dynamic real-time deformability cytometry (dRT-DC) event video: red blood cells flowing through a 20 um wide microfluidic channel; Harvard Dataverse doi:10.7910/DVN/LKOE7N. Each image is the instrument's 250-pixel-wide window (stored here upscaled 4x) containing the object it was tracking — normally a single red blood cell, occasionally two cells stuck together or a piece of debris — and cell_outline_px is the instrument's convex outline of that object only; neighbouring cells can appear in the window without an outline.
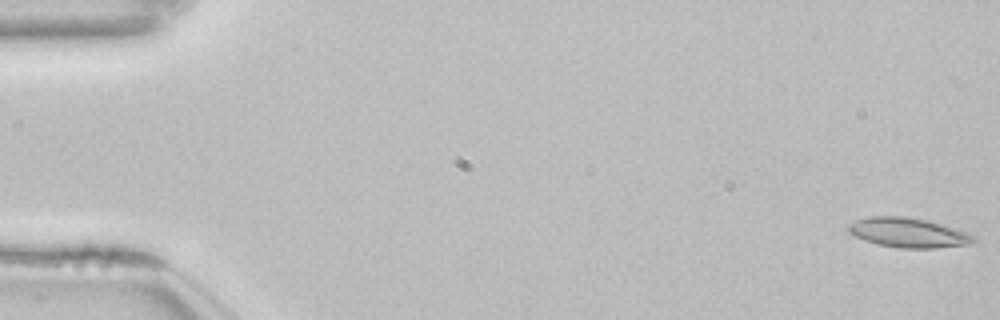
{"species": "common noctule bat (a hibernating species)", "species_latin": "Nyctalus noctula", "temperature_condition": "room temperature", "stored_images_in_passage": 54, "camera_frame_rate_fps": 3000, "um_per_image_px": 0.085, "animal": {"sex": "female", "body_mass_g": 22.7, "forearm_length_mm": 54.2}, "frame": {"image": 1, "passage_image": 1, "time_ms": 0.0, "image_size_px": [1000, 320], "cell_outline_px": [[976, 240], [972, 244], [936, 248], [900, 248], [876, 244], [864, 240], [848, 232], [848, 224], [856, 220], [868, 216], [908, 216], [928, 220], [944, 224], [968, 232]], "centroid_in_image_um": [77.21, 19.77], "position_along_channel_um": 7.8, "area_um2": 21.91}}
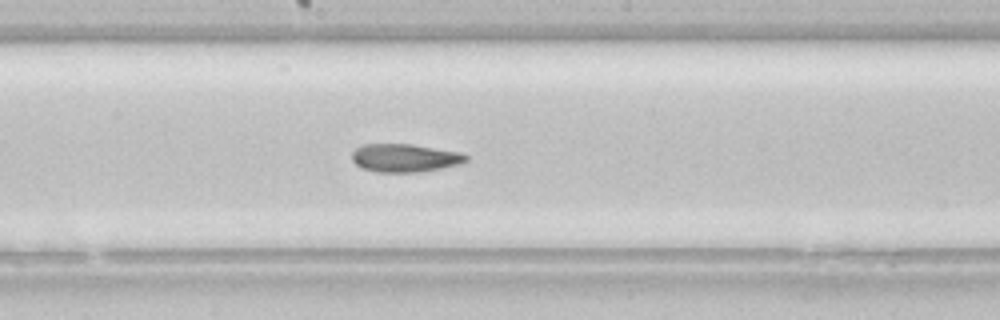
{"frame": {"image": 2, "passage_image": 29, "time_ms": 9.333, "image_size_px": [1000, 320], "cell_outline_px": [[468, 160], [460, 164], [420, 172], [376, 172], [360, 168], [352, 160], [352, 152], [356, 148], [364, 144], [412, 144], [460, 152], [468, 156]], "centroid_in_image_um": [34.39, 13.42], "position_along_channel_um": 213.8, "area_um2": 18.79}}
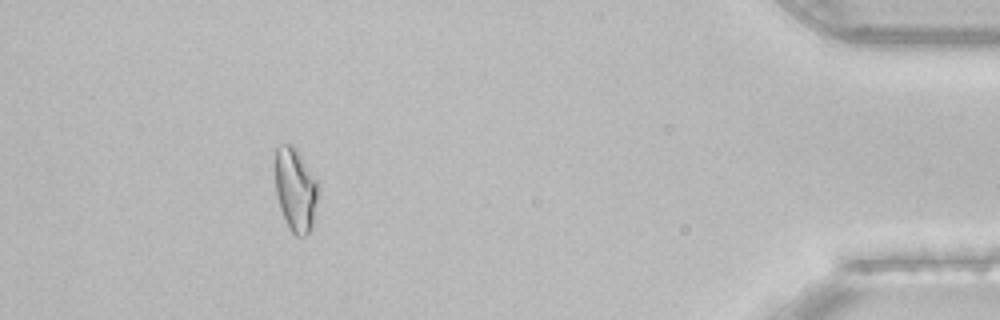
{"frame": {"image": 3, "passage_image": 49, "time_ms": 16.0, "image_size_px": [1000, 320], "cell_outline_px": [[320, 188], [312, 228], [304, 236], [296, 236], [288, 228], [280, 208], [276, 196], [276, 148], [280, 144], [292, 144], [296, 148], [316, 180]], "centroid_in_image_um": [25.13, 16.15], "position_along_channel_um": 410.1, "area_um2": 20.98}, "authors_computed_cell_mechanics": {"area_um2": 20.0855, "velocity_mm_per_s": 3.844, "shape_relaxation_time_tau1_ms": 6.8607, "shape_relaxation_time_tau2_ms": 2.9504, "deformation_change_tau1": 0.1717, "deformation_change_tau2": 0.1081}}